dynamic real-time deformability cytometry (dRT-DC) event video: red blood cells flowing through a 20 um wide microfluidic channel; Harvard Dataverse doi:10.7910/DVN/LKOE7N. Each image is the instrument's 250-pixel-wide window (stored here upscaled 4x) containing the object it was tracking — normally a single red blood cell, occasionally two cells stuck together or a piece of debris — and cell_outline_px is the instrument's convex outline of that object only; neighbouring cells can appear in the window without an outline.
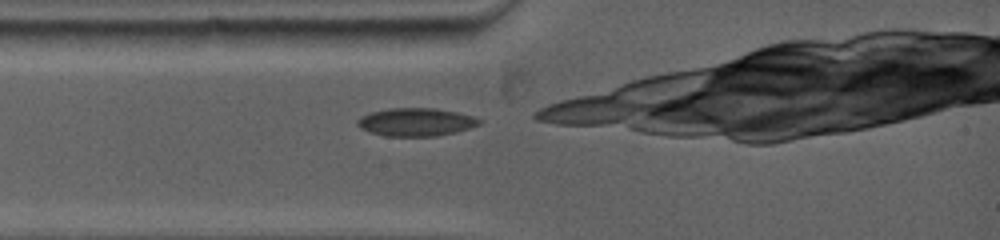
{"species": "common noctule bat (a hibernating species)", "species_latin": "Nyctalus noctula", "temperature_condition": "warm", "stored_images_in_passage": 7, "camera_frame_rate_fps": 5000, "um_per_image_px": 0.085, "animal": {"sex": "female", "body_mass_g": 19.0, "forearm_length_mm": 53.3}, "frame": {"image": 1, "passage_image": 1, "time_ms": 0.0, "image_size_px": [1000, 240], "cell_outline_px": [[480, 124], [456, 132], [436, 136], [384, 136], [368, 132], [360, 128], [356, 124], [356, 120], [360, 116], [372, 112], [388, 108], [436, 108], [456, 112], [472, 116], [480, 120]], "centroid_in_image_um": [35.29, 10.38], "position_along_channel_um": 49.7, "area_um2": 19.94}}